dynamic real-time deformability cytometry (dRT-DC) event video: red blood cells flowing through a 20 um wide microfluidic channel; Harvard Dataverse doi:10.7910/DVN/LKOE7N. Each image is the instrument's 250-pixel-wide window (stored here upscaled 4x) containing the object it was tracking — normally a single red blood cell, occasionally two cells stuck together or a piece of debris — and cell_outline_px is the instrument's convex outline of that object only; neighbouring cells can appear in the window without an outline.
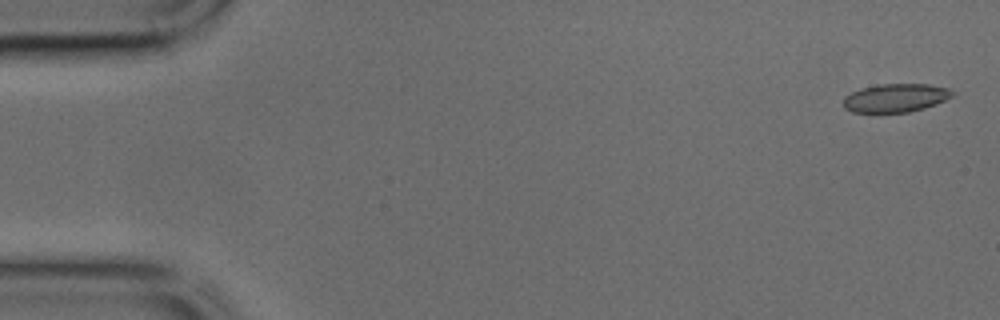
{"species": "common noctule bat (a hibernating species)", "species_latin": "Nyctalus noctula", "temperature_condition": "cold", "stored_images_in_passage": 7, "camera_frame_rate_fps": 3000, "um_per_image_px": 0.085, "animal": {"sex": "male", "body_mass_g": 17.9, "forearm_length_mm": 54.2}, "frame": {"image": 1, "passage_image": 2, "time_ms": 0.333, "image_size_px": [1000, 320], "cell_outline_px": [[956, 92], [952, 96], [936, 104], [924, 108], [908, 112], [852, 112], [844, 108], [844, 96], [860, 88], [880, 84], [928, 84], [948, 88]], "centroid_in_image_um": [76.13, 8.31], "position_along_channel_um": 8.9, "area_um2": 18.03}}